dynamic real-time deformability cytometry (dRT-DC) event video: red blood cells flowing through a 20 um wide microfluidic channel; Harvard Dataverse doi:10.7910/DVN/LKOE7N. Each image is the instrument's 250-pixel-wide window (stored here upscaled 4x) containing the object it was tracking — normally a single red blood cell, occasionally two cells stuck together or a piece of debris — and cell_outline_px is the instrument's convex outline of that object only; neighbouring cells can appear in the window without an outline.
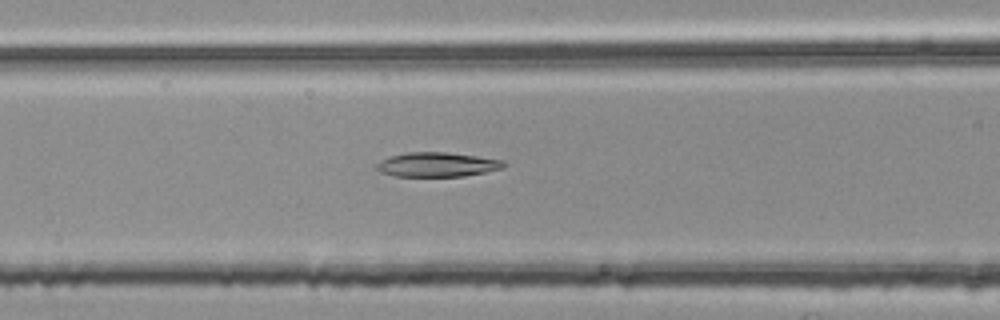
{"species": "common noctule bat (a hibernating species)", "species_latin": "Nyctalus noctula", "temperature_condition": "room temperature", "stored_images_in_passage": 55, "segment_of_instrument_passage": [2, 2], "camera_frame_rate_fps": 3000, "um_per_image_px": 0.085, "animal": {"sex": "female", "body_mass_g": 25.1}, "frame": {"image": 1, "passage_image": 23, "time_ms": 7.333, "image_size_px": [1000, 320], "cell_outline_px": [[504, 168], [464, 176], [396, 176], [380, 172], [376, 168], [376, 164], [380, 160], [392, 156], [408, 152], [444, 152], [476, 156], [504, 160]], "centroid_in_image_um": [37.15, 13.99], "position_along_channel_um": 129.5, "area_um2": 17.92}}
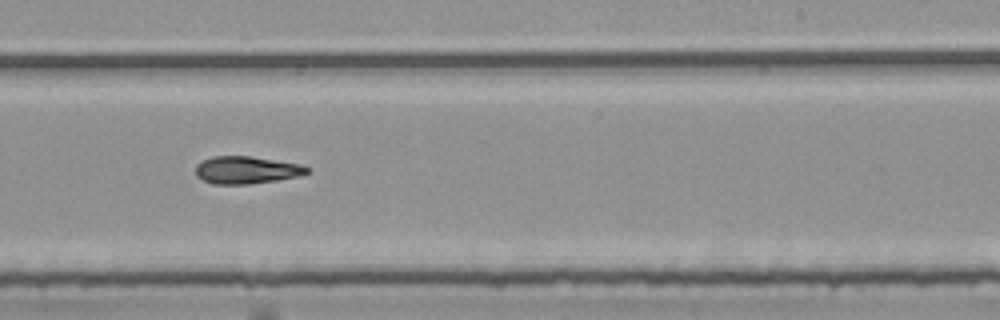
{"frame": {"image": 2, "passage_image": 34, "time_ms": 11.0, "image_size_px": [1000, 320], "cell_outline_px": [[308, 172], [296, 176], [276, 180], [248, 184], [216, 184], [204, 180], [196, 176], [196, 164], [200, 160], [212, 156], [252, 156], [300, 164], [308, 168]], "centroid_in_image_um": [20.89, 14.43], "position_along_channel_um": 268.1, "area_um2": 17.69}}
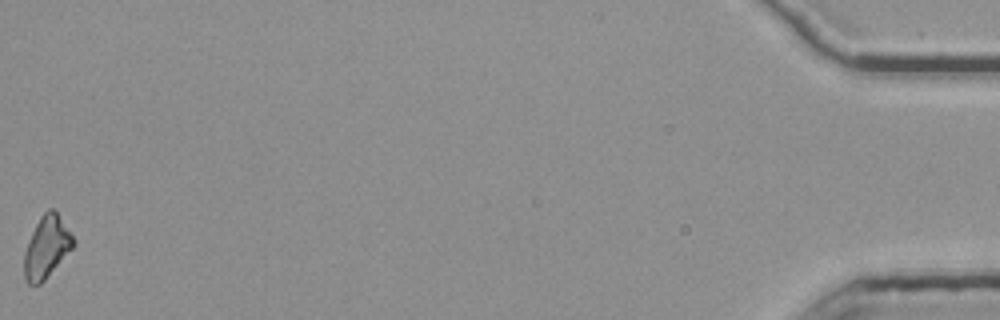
{"frame": {"image": 3, "passage_image": 55, "time_ms": 18.0, "image_size_px": [1000, 320], "cell_outline_px": [[76, 244], [44, 280], [40, 284], [28, 284], [24, 280], [24, 252], [28, 240], [40, 216], [48, 208], [52, 208], [56, 212], [76, 240]], "centroid_in_image_um": [3.95, 21.0], "position_along_channel_um": 431.2, "area_um2": 17.63}}